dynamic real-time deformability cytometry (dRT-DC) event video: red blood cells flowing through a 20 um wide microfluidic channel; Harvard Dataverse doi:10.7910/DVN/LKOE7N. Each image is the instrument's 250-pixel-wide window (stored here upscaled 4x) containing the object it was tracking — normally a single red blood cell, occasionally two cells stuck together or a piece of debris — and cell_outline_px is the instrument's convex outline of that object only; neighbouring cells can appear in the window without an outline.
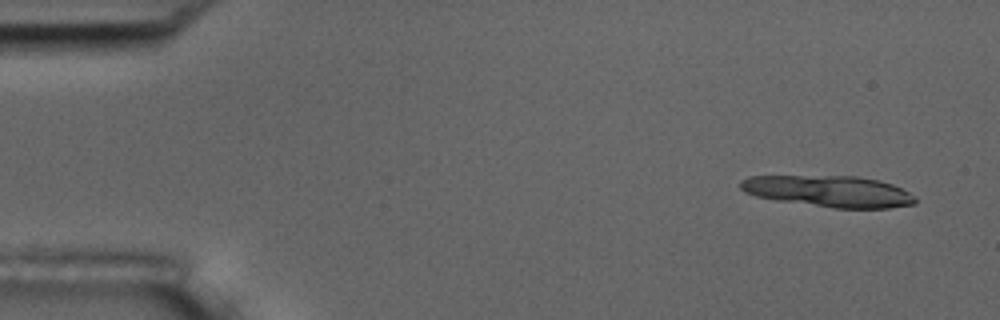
{"species": "common noctule bat (a hibernating species)", "species_latin": "Nyctalus noctula", "temperature_condition": "room temperature", "stored_images_in_passage": 9, "camera_frame_rate_fps": 3000, "um_per_image_px": 0.085, "animal": {"sex": "male", "body_mass_g": 17.5, "forearm_length_mm": 52.3}, "frame": {"image": 1, "passage_image": 1, "time_ms": 0.0, "image_size_px": [1000, 320], "cell_outline_px": [[916, 204], [888, 208], [832, 208], [776, 200], [756, 196], [744, 192], [740, 188], [740, 180], [748, 176], [856, 176], [880, 180], [892, 184], [916, 196]], "centroid_in_image_um": [70.45, 16.26], "position_along_channel_um": 14.5, "area_um2": 32.08}}
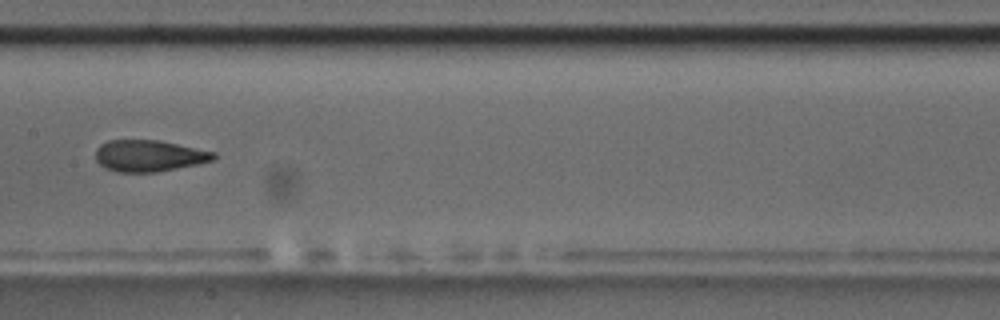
{"frame": {"image": 2, "passage_image": 8, "time_ms": 8.333, "image_size_px": [1000, 320], "cell_outline_px": [[216, 156], [212, 160], [200, 164], [156, 172], [116, 172], [104, 168], [96, 160], [96, 148], [100, 144], [108, 140], [160, 140], [216, 152]], "centroid_in_image_um": [12.66, 13.24], "position_along_channel_um": 194.7, "area_um2": 21.85}}
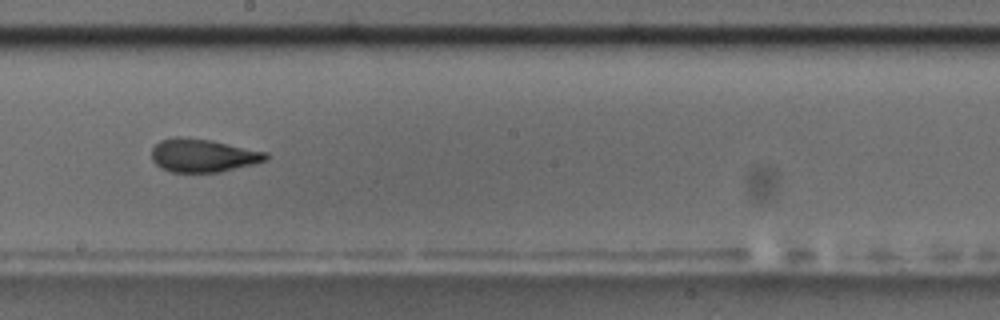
{"frame": {"image": 3, "passage_image": 9, "time_ms": 9.333, "image_size_px": [1000, 320], "cell_outline_px": [[268, 160], [220, 172], [172, 172], [160, 168], [152, 160], [152, 148], [160, 140], [176, 136], [180, 136], [212, 140], [268, 152]], "centroid_in_image_um": [17.24, 13.2], "position_along_channel_um": 231.0, "area_um2": 22.25}}